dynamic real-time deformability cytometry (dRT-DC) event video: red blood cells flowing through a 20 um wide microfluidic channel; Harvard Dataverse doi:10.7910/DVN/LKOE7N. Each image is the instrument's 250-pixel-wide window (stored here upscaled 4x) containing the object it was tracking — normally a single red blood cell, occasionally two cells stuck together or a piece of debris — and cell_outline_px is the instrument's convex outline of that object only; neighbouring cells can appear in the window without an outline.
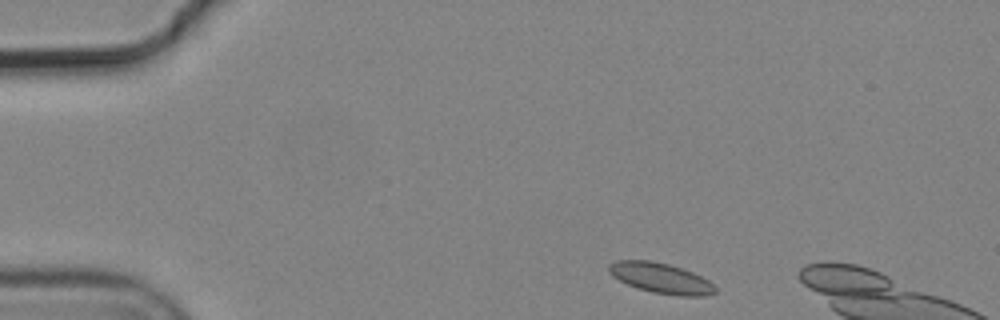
{"species": "common noctule bat (a hibernating species)", "species_latin": "Nyctalus noctula", "temperature_condition": "cold", "stored_images_in_passage": 3, "camera_frame_rate_fps": 3000, "um_per_image_px": 0.085, "animal": {"sex": "male", "body_mass_g": 19.2, "forearm_length_mm": 51.8}, "frame": {"image": 1, "passage_image": 1, "time_ms": 0.0, "image_size_px": [1000, 320], "cell_outline_px": [[716, 292], [704, 296], [676, 296], [652, 292], [636, 288], [612, 276], [608, 272], [608, 264], [616, 260], [652, 260], [668, 264], [692, 272], [708, 280], [716, 288]], "centroid_in_image_um": [56.14, 23.64], "position_along_channel_um": 28.9, "area_um2": 18.84}}